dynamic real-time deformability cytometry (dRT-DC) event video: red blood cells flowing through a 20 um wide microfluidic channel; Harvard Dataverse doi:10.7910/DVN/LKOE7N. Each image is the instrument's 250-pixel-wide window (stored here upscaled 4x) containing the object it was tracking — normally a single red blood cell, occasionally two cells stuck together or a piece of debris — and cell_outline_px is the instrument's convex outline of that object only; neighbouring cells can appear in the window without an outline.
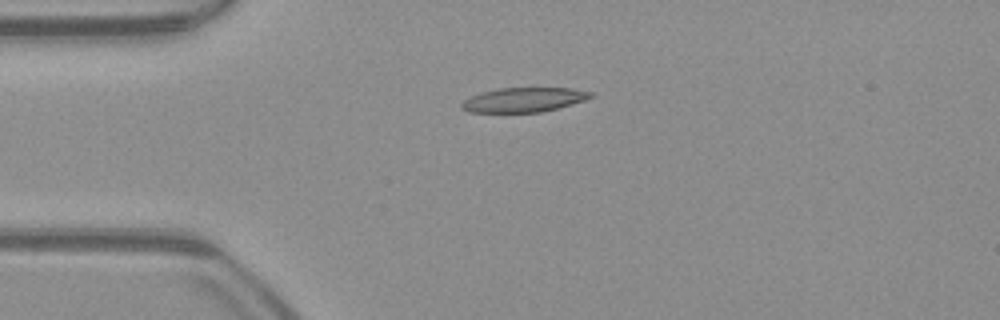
{"species": "common noctule bat (a hibernating species)", "species_latin": "Nyctalus noctula", "temperature_condition": "warm", "stored_images_in_passage": 41, "camera_frame_rate_fps": 3000, "um_per_image_px": 0.085, "animal": {"sex": "male", "body_mass_g": 23.1, "forearm_length_mm": 52.7}, "frame": {"image": 1, "passage_image": 1, "time_ms": 0.0, "image_size_px": [1000, 320], "cell_outline_px": [[596, 96], [584, 100], [556, 108], [540, 112], [468, 112], [460, 108], [460, 104], [464, 100], [472, 96], [484, 92], [500, 88], [572, 88], [592, 92]], "centroid_in_image_um": [44.52, 8.48], "position_along_channel_um": 40.5, "area_um2": 18.21}}
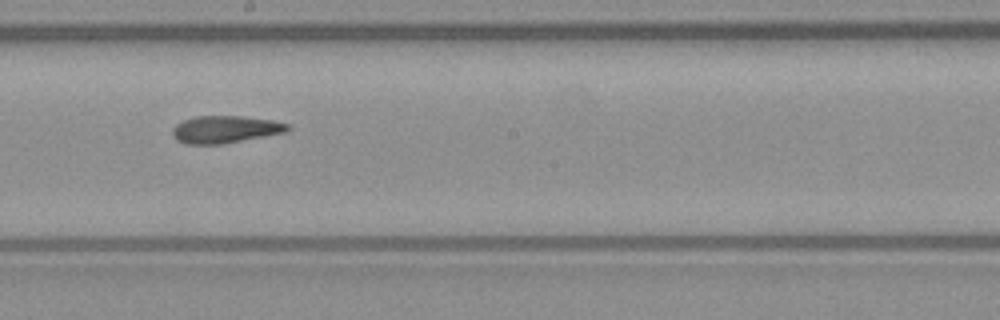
{"frame": {"image": 2, "passage_image": 17, "time_ms": 5.333, "image_size_px": [1000, 320], "cell_outline_px": [[292, 128], [288, 132], [224, 144], [188, 144], [176, 140], [172, 136], [172, 128], [176, 124], [184, 120], [196, 116], [244, 116], [272, 120], [288, 124]], "centroid_in_image_um": [19.17, 11.0], "position_along_channel_um": 229.0, "area_um2": 18.55}}
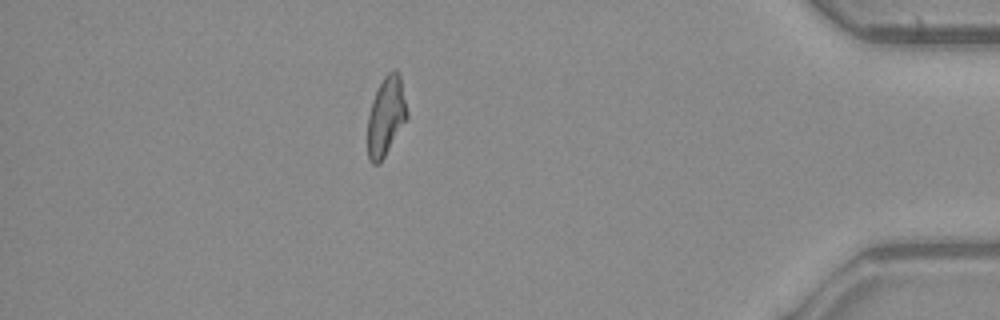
{"frame": {"image": 3, "passage_image": 34, "time_ms": 11.0, "image_size_px": [1000, 320], "cell_outline_px": [[408, 116], [380, 164], [372, 164], [368, 160], [368, 116], [372, 100], [384, 76], [388, 72], [396, 68], [400, 76], [408, 112]], "centroid_in_image_um": [32.81, 9.89], "position_along_channel_um": 402.4, "area_um2": 18.03}, "authors_computed_cell_mechanics": {"area_um2": 18.496, "velocity_mm_per_s": 3.9455, "shape_relaxation_time_tau1_ms": null, "shape_relaxation_time_tau2_ms": 6.8868, "deformation_change_tau1": null, "deformation_change_tau2": 0.1697}}